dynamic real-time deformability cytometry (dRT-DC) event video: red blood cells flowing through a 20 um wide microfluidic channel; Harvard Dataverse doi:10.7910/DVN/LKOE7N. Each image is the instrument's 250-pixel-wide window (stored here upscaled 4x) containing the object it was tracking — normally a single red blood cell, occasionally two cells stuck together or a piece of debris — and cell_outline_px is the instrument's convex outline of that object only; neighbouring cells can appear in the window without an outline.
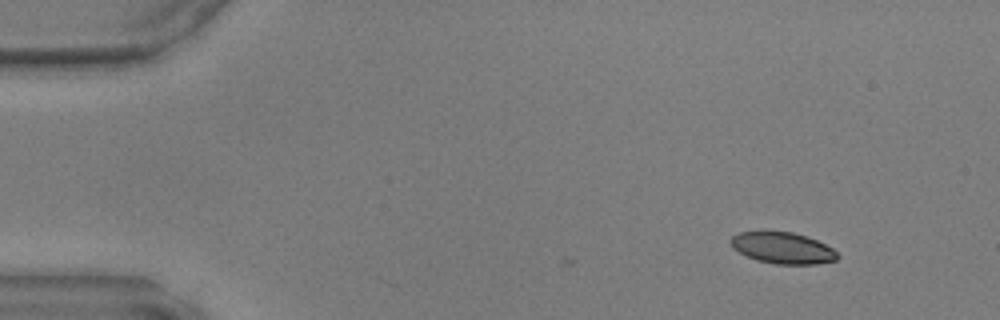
{"species": "common noctule bat (a hibernating species)", "species_latin": "Nyctalus noctula", "temperature_condition": "warm", "stored_images_in_passage": 3, "camera_frame_rate_fps": 3000, "um_per_image_px": 0.085, "animal": {"sex": "male", "body_mass_g": 17.9, "forearm_length_mm": 54.2}, "frame": {"image": 1, "passage_image": 1, "time_ms": 0.0, "image_size_px": [1000, 320], "cell_outline_px": [[840, 256], [836, 260], [816, 264], [776, 264], [756, 260], [732, 248], [728, 240], [732, 236], [740, 232], [792, 232], [816, 240], [832, 248]], "centroid_in_image_um": [66.51, 21.09], "position_along_channel_um": 18.5, "area_um2": 19.31}}